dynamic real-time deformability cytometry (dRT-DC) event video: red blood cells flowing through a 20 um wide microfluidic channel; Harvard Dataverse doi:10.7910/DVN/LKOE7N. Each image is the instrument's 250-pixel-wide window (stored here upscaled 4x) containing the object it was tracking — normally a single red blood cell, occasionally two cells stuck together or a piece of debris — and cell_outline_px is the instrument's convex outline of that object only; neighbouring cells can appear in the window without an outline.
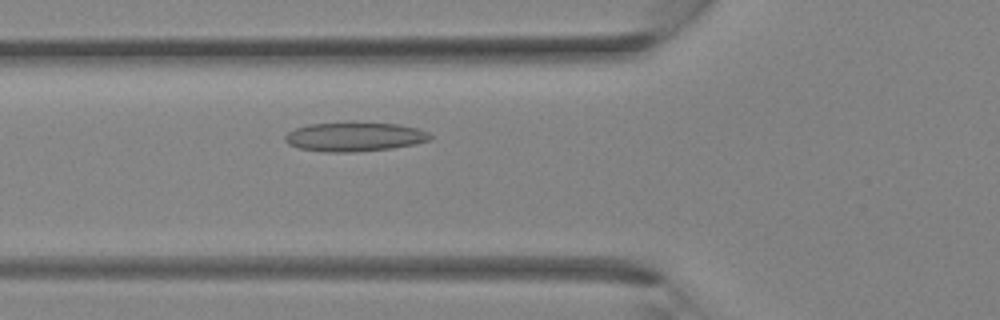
{"species": "Egyptian fruit bat (a non-hibernating species)", "species_latin": "Rousettus aegyptiacus", "temperature_condition": "room temperature", "stored_images_in_passage": 29, "camera_frame_rate_fps": 3000, "um_per_image_px": 0.085, "animal": {"sex": "female"}, "frame": {"image": 1, "passage_image": 7, "time_ms": 2.0, "image_size_px": [1000, 320], "cell_outline_px": [[432, 136], [428, 140], [416, 144], [392, 148], [352, 152], [324, 152], [300, 148], [288, 144], [284, 140], [284, 136], [288, 132], [296, 128], [308, 124], [352, 120], [400, 124], [416, 128], [428, 132]], "centroid_in_image_um": [30.12, 11.59], "position_along_channel_um": 95.7, "area_um2": 25.37}}
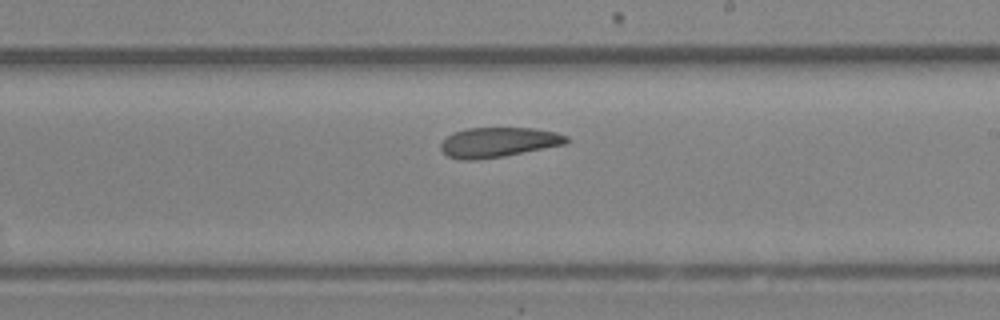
{"frame": {"image": 2, "passage_image": 15, "time_ms": 4.667, "image_size_px": [1000, 320], "cell_outline_px": [[568, 140], [564, 144], [504, 156], [476, 160], [460, 160], [448, 156], [440, 148], [440, 144], [452, 132], [468, 128], [532, 128], [556, 132], [568, 136]], "centroid_in_image_um": [42.33, 12.09], "position_along_channel_um": 246.7, "area_um2": 21.73}}
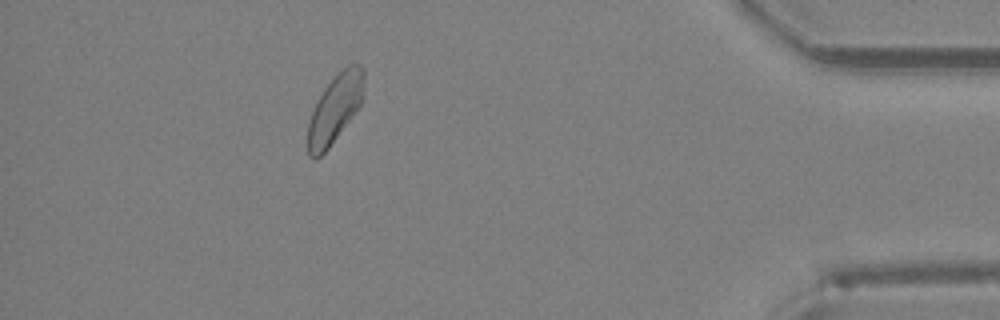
{"frame": {"image": 3, "passage_image": 26, "time_ms": 8.333, "image_size_px": [1000, 320], "cell_outline_px": [[364, 100], [328, 148], [316, 160], [312, 160], [308, 156], [308, 124], [316, 100], [324, 88], [348, 64], [360, 64], [364, 68]], "centroid_in_image_um": [28.48, 9.24], "position_along_channel_um": 406.7, "area_um2": 22.25}}